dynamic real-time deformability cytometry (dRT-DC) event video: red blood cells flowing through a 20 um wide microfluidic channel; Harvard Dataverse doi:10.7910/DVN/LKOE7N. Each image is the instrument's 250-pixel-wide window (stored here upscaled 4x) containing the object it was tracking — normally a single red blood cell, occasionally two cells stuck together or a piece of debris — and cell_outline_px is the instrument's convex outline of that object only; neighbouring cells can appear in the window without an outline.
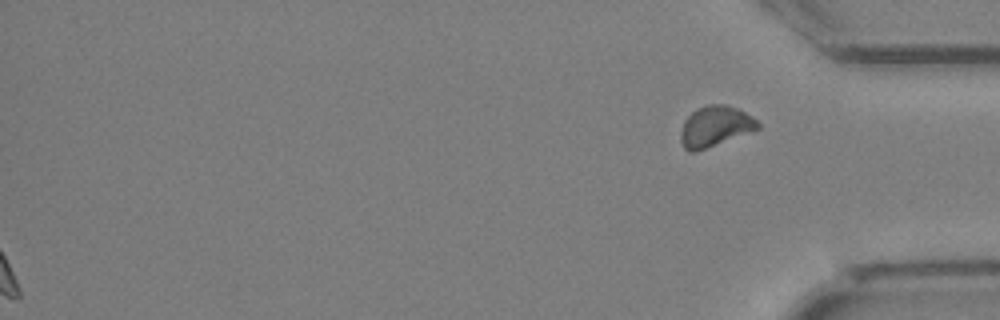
{"species": "Egyptian fruit bat (a non-hibernating species)", "species_latin": "Rousettus aegyptiacus", "temperature_condition": "cold", "stored_images_in_passage": 31, "segment_of_instrument_passage": [2, 2], "camera_frame_rate_fps": 3000, "um_per_image_px": 0.085, "animal": {"sex": "female"}, "frame": {"image": 1, "passage_image": 31, "time_ms": 10.0, "image_size_px": [1000, 320], "cell_outline_px": [[760, 128], [704, 148], [692, 152], [688, 152], [684, 148], [680, 140], [680, 132], [684, 120], [696, 108], [708, 104], [724, 104], [736, 108], [752, 116], [760, 124]], "centroid_in_image_um": [60.75, 10.72], "position_along_channel_um": 374.5, "area_um2": 17.92}}